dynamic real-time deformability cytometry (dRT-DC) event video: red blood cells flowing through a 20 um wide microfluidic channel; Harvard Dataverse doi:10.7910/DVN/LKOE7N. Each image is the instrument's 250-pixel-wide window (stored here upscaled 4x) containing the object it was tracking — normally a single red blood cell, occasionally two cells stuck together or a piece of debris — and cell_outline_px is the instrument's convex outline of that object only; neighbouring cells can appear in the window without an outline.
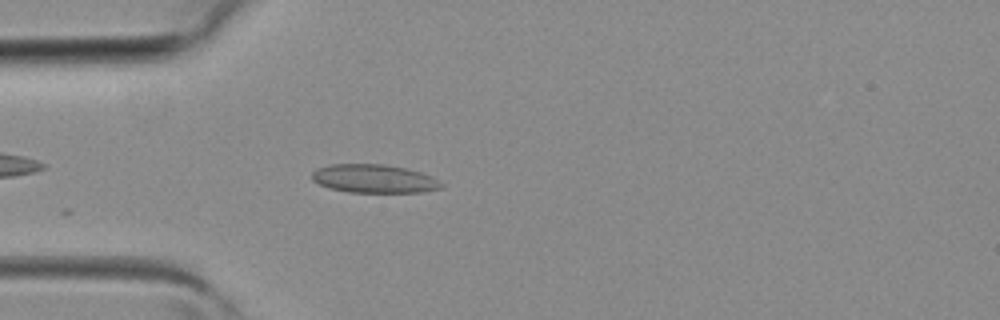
{"species": "common noctule bat (a hibernating species)", "species_latin": "Nyctalus noctula", "temperature_condition": "room temperature", "stored_images_in_passage": 3, "camera_frame_rate_fps": 3000, "um_per_image_px": 0.085, "animal": {"sex": "female", "body_mass_g": 19.3, "forearm_length_mm": 54.1}, "frame": {"image": 1, "passage_image": 3, "time_ms": 0.667, "image_size_px": [1000, 320], "cell_outline_px": [[444, 188], [420, 192], [348, 192], [328, 188], [312, 180], [312, 172], [316, 168], [328, 164], [384, 164], [404, 168], [420, 172], [432, 176], [444, 184]], "centroid_in_image_um": [31.79, 15.19], "position_along_channel_um": 53.2, "area_um2": 21.56}}